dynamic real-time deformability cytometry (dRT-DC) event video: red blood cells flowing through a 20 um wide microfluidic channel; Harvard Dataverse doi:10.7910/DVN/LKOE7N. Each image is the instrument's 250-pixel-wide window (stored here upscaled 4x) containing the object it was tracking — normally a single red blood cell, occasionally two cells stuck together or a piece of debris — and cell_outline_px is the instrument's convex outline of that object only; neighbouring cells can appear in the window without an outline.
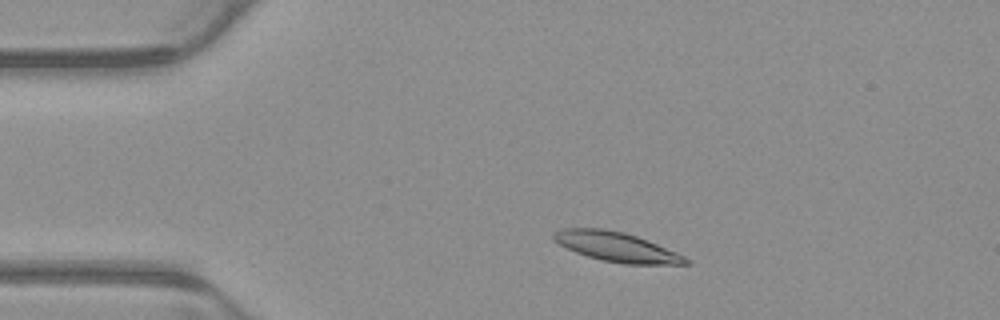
{"species": "common noctule bat (a hibernating species)", "species_latin": "Nyctalus noctula", "temperature_condition": "warm", "stored_images_in_passage": 4, "camera_frame_rate_fps": 3000, "um_per_image_px": 0.085, "animal": {"sex": "male", "body_mass_g": 23.1, "forearm_length_mm": 52.7}, "frame": {"image": 1, "passage_image": 1, "time_ms": 0.0, "image_size_px": [1000, 320], "cell_outline_px": [[692, 264], [624, 264], [600, 260], [576, 252], [560, 244], [552, 236], [552, 232], [564, 228], [604, 228], [624, 232], [648, 240], [676, 252], [692, 260]], "centroid_in_image_um": [52.44, 20.98], "position_along_channel_um": 32.6, "area_um2": 22.72}}
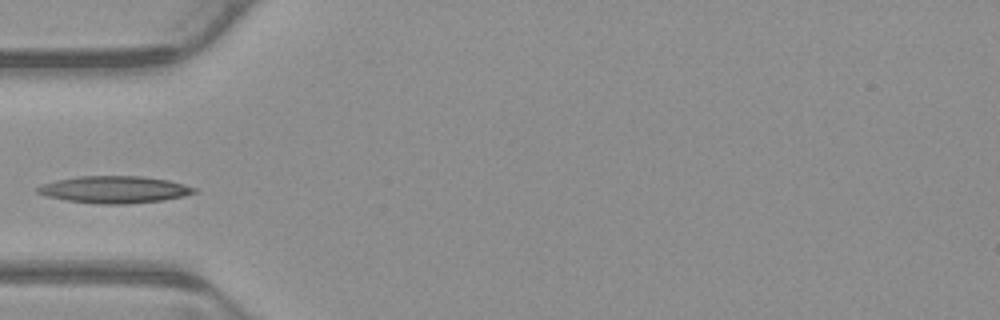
{"frame": {"image": 2, "passage_image": 3, "time_ms": 0.667, "image_size_px": [1000, 320], "cell_outline_px": [[200, 192], [184, 196], [164, 200], [128, 204], [100, 204], [68, 200], [48, 196], [36, 192], [36, 188], [44, 184], [56, 180], [76, 176], [140, 176], [168, 180], [184, 184], [196, 188]], "centroid_in_image_um": [9.78, 16.11], "position_along_channel_um": 75.2, "area_um2": 24.68}}
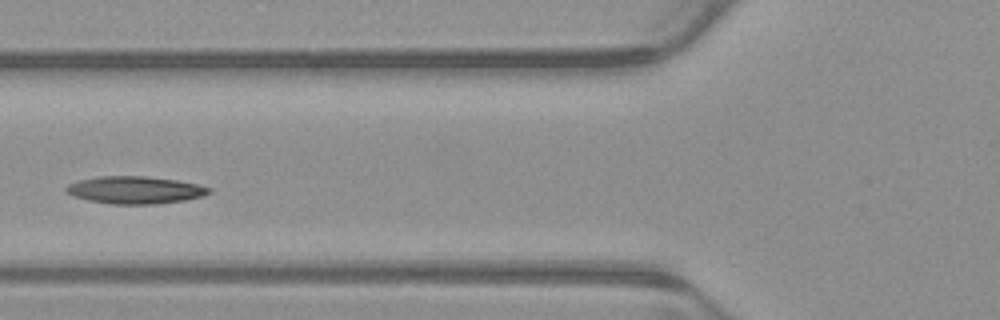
{"frame": {"image": 3, "passage_image": 4, "time_ms": 1.0, "image_size_px": [1000, 320], "cell_outline_px": [[212, 192], [204, 196], [184, 200], [156, 204], [112, 204], [88, 200], [72, 196], [64, 192], [64, 188], [68, 184], [80, 180], [96, 176], [144, 176], [176, 180], [196, 184], [212, 188]], "centroid_in_image_um": [11.45, 16.15], "position_along_channel_um": 114.3, "area_um2": 22.95}}